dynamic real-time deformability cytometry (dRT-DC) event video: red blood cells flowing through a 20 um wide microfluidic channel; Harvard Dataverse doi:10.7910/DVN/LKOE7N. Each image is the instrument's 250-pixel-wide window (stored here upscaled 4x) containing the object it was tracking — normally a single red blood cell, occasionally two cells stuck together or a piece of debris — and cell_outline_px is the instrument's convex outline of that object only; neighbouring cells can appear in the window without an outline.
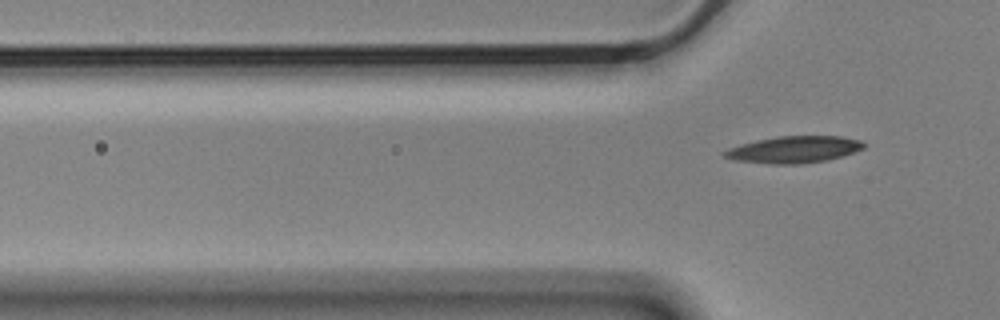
{"species": "Egyptian fruit bat (a non-hibernating species)", "species_latin": "Rousettus aegyptiacus", "temperature_condition": "cold", "stored_images_in_passage": 3, "camera_frame_rate_fps": 3000, "um_per_image_px": 0.085, "animal": {"sex": "male"}, "frame": {"image": 1, "passage_image": 3, "time_ms": 0.667, "image_size_px": [1000, 320], "cell_outline_px": [[864, 148], [828, 160], [800, 164], [772, 164], [736, 160], [724, 156], [720, 152], [728, 148], [740, 144], [756, 140], [776, 136], [840, 136], [860, 140], [864, 144]], "centroid_in_image_um": [67.44, 12.7], "position_along_channel_um": 58.4, "area_um2": 21.68}}